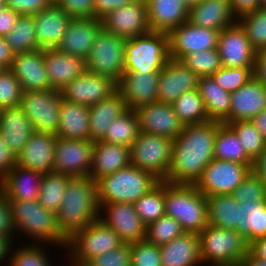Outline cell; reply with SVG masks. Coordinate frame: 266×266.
Segmentation results:
<instances>
[{
    "label": "cell",
    "mask_w": 266,
    "mask_h": 266,
    "mask_svg": "<svg viewBox=\"0 0 266 266\" xmlns=\"http://www.w3.org/2000/svg\"><path fill=\"white\" fill-rule=\"evenodd\" d=\"M15 227L12 219L10 200L0 191V236L8 237L13 242Z\"/></svg>",
    "instance_id": "57"
},
{
    "label": "cell",
    "mask_w": 266,
    "mask_h": 266,
    "mask_svg": "<svg viewBox=\"0 0 266 266\" xmlns=\"http://www.w3.org/2000/svg\"><path fill=\"white\" fill-rule=\"evenodd\" d=\"M69 178L68 175L53 171L43 174L38 198L39 204L56 214L63 200Z\"/></svg>",
    "instance_id": "43"
},
{
    "label": "cell",
    "mask_w": 266,
    "mask_h": 266,
    "mask_svg": "<svg viewBox=\"0 0 266 266\" xmlns=\"http://www.w3.org/2000/svg\"><path fill=\"white\" fill-rule=\"evenodd\" d=\"M131 2L133 0H94V18L102 19L109 12Z\"/></svg>",
    "instance_id": "59"
},
{
    "label": "cell",
    "mask_w": 266,
    "mask_h": 266,
    "mask_svg": "<svg viewBox=\"0 0 266 266\" xmlns=\"http://www.w3.org/2000/svg\"><path fill=\"white\" fill-rule=\"evenodd\" d=\"M105 31L130 39L151 32L147 5L142 1H133L109 12L102 19Z\"/></svg>",
    "instance_id": "15"
},
{
    "label": "cell",
    "mask_w": 266,
    "mask_h": 266,
    "mask_svg": "<svg viewBox=\"0 0 266 266\" xmlns=\"http://www.w3.org/2000/svg\"><path fill=\"white\" fill-rule=\"evenodd\" d=\"M230 2L232 13L236 20L262 7L259 0H230Z\"/></svg>",
    "instance_id": "60"
},
{
    "label": "cell",
    "mask_w": 266,
    "mask_h": 266,
    "mask_svg": "<svg viewBox=\"0 0 266 266\" xmlns=\"http://www.w3.org/2000/svg\"><path fill=\"white\" fill-rule=\"evenodd\" d=\"M94 142L82 139L56 138L53 172L70 177L89 176Z\"/></svg>",
    "instance_id": "13"
},
{
    "label": "cell",
    "mask_w": 266,
    "mask_h": 266,
    "mask_svg": "<svg viewBox=\"0 0 266 266\" xmlns=\"http://www.w3.org/2000/svg\"><path fill=\"white\" fill-rule=\"evenodd\" d=\"M56 138V135L35 131L16 156V164L42 174L52 172Z\"/></svg>",
    "instance_id": "25"
},
{
    "label": "cell",
    "mask_w": 266,
    "mask_h": 266,
    "mask_svg": "<svg viewBox=\"0 0 266 266\" xmlns=\"http://www.w3.org/2000/svg\"><path fill=\"white\" fill-rule=\"evenodd\" d=\"M118 90V84L107 77L89 72L72 80L60 92L68 102L93 106Z\"/></svg>",
    "instance_id": "18"
},
{
    "label": "cell",
    "mask_w": 266,
    "mask_h": 266,
    "mask_svg": "<svg viewBox=\"0 0 266 266\" xmlns=\"http://www.w3.org/2000/svg\"><path fill=\"white\" fill-rule=\"evenodd\" d=\"M39 242L32 245L17 248L11 252L9 266H50L46 251L40 247ZM52 266V265H51Z\"/></svg>",
    "instance_id": "52"
},
{
    "label": "cell",
    "mask_w": 266,
    "mask_h": 266,
    "mask_svg": "<svg viewBox=\"0 0 266 266\" xmlns=\"http://www.w3.org/2000/svg\"><path fill=\"white\" fill-rule=\"evenodd\" d=\"M217 50L222 67L254 68L257 52L238 22L220 31Z\"/></svg>",
    "instance_id": "16"
},
{
    "label": "cell",
    "mask_w": 266,
    "mask_h": 266,
    "mask_svg": "<svg viewBox=\"0 0 266 266\" xmlns=\"http://www.w3.org/2000/svg\"><path fill=\"white\" fill-rule=\"evenodd\" d=\"M15 53L6 43L5 37H0V67L9 69Z\"/></svg>",
    "instance_id": "64"
},
{
    "label": "cell",
    "mask_w": 266,
    "mask_h": 266,
    "mask_svg": "<svg viewBox=\"0 0 266 266\" xmlns=\"http://www.w3.org/2000/svg\"><path fill=\"white\" fill-rule=\"evenodd\" d=\"M6 7L5 0H0V11Z\"/></svg>",
    "instance_id": "70"
},
{
    "label": "cell",
    "mask_w": 266,
    "mask_h": 266,
    "mask_svg": "<svg viewBox=\"0 0 266 266\" xmlns=\"http://www.w3.org/2000/svg\"><path fill=\"white\" fill-rule=\"evenodd\" d=\"M261 6H264L266 4V0H259Z\"/></svg>",
    "instance_id": "71"
},
{
    "label": "cell",
    "mask_w": 266,
    "mask_h": 266,
    "mask_svg": "<svg viewBox=\"0 0 266 266\" xmlns=\"http://www.w3.org/2000/svg\"><path fill=\"white\" fill-rule=\"evenodd\" d=\"M100 219L112 228L124 244L145 240L146 225L137 214L134 204L111 203L99 204ZM105 212V217L102 216Z\"/></svg>",
    "instance_id": "17"
},
{
    "label": "cell",
    "mask_w": 266,
    "mask_h": 266,
    "mask_svg": "<svg viewBox=\"0 0 266 266\" xmlns=\"http://www.w3.org/2000/svg\"><path fill=\"white\" fill-rule=\"evenodd\" d=\"M57 137L90 140L89 107L61 100Z\"/></svg>",
    "instance_id": "35"
},
{
    "label": "cell",
    "mask_w": 266,
    "mask_h": 266,
    "mask_svg": "<svg viewBox=\"0 0 266 266\" xmlns=\"http://www.w3.org/2000/svg\"><path fill=\"white\" fill-rule=\"evenodd\" d=\"M124 243L100 218L75 232L67 242L73 266H84L89 260L119 248ZM69 247V248H67Z\"/></svg>",
    "instance_id": "8"
},
{
    "label": "cell",
    "mask_w": 266,
    "mask_h": 266,
    "mask_svg": "<svg viewBox=\"0 0 266 266\" xmlns=\"http://www.w3.org/2000/svg\"><path fill=\"white\" fill-rule=\"evenodd\" d=\"M198 237L201 261L210 266H239L249 252L250 244L236 230L209 224Z\"/></svg>",
    "instance_id": "6"
},
{
    "label": "cell",
    "mask_w": 266,
    "mask_h": 266,
    "mask_svg": "<svg viewBox=\"0 0 266 266\" xmlns=\"http://www.w3.org/2000/svg\"><path fill=\"white\" fill-rule=\"evenodd\" d=\"M251 168L242 163L213 159L195 183L205 196L229 195L249 174Z\"/></svg>",
    "instance_id": "12"
},
{
    "label": "cell",
    "mask_w": 266,
    "mask_h": 266,
    "mask_svg": "<svg viewBox=\"0 0 266 266\" xmlns=\"http://www.w3.org/2000/svg\"><path fill=\"white\" fill-rule=\"evenodd\" d=\"M100 217L96 182L89 176L70 177L56 212L60 232L69 239Z\"/></svg>",
    "instance_id": "2"
},
{
    "label": "cell",
    "mask_w": 266,
    "mask_h": 266,
    "mask_svg": "<svg viewBox=\"0 0 266 266\" xmlns=\"http://www.w3.org/2000/svg\"><path fill=\"white\" fill-rule=\"evenodd\" d=\"M239 137L240 143L247 155L254 160L265 148L266 140L252 123V121H239L226 123Z\"/></svg>",
    "instance_id": "48"
},
{
    "label": "cell",
    "mask_w": 266,
    "mask_h": 266,
    "mask_svg": "<svg viewBox=\"0 0 266 266\" xmlns=\"http://www.w3.org/2000/svg\"><path fill=\"white\" fill-rule=\"evenodd\" d=\"M71 18H94V0H54Z\"/></svg>",
    "instance_id": "55"
},
{
    "label": "cell",
    "mask_w": 266,
    "mask_h": 266,
    "mask_svg": "<svg viewBox=\"0 0 266 266\" xmlns=\"http://www.w3.org/2000/svg\"><path fill=\"white\" fill-rule=\"evenodd\" d=\"M214 159L237 162L252 167L253 160L247 155L235 131L227 124L218 127L214 140Z\"/></svg>",
    "instance_id": "38"
},
{
    "label": "cell",
    "mask_w": 266,
    "mask_h": 266,
    "mask_svg": "<svg viewBox=\"0 0 266 266\" xmlns=\"http://www.w3.org/2000/svg\"><path fill=\"white\" fill-rule=\"evenodd\" d=\"M237 231L249 244L266 236V200L239 204Z\"/></svg>",
    "instance_id": "37"
},
{
    "label": "cell",
    "mask_w": 266,
    "mask_h": 266,
    "mask_svg": "<svg viewBox=\"0 0 266 266\" xmlns=\"http://www.w3.org/2000/svg\"><path fill=\"white\" fill-rule=\"evenodd\" d=\"M84 266H131V244H123L115 250L94 257Z\"/></svg>",
    "instance_id": "54"
},
{
    "label": "cell",
    "mask_w": 266,
    "mask_h": 266,
    "mask_svg": "<svg viewBox=\"0 0 266 266\" xmlns=\"http://www.w3.org/2000/svg\"><path fill=\"white\" fill-rule=\"evenodd\" d=\"M9 70L19 80L22 91L51 89L44 64V49L15 54Z\"/></svg>",
    "instance_id": "22"
},
{
    "label": "cell",
    "mask_w": 266,
    "mask_h": 266,
    "mask_svg": "<svg viewBox=\"0 0 266 266\" xmlns=\"http://www.w3.org/2000/svg\"><path fill=\"white\" fill-rule=\"evenodd\" d=\"M203 0H183L184 4L187 6L188 9L191 7L198 5Z\"/></svg>",
    "instance_id": "69"
},
{
    "label": "cell",
    "mask_w": 266,
    "mask_h": 266,
    "mask_svg": "<svg viewBox=\"0 0 266 266\" xmlns=\"http://www.w3.org/2000/svg\"><path fill=\"white\" fill-rule=\"evenodd\" d=\"M58 90L23 91L20 107L36 132L57 136L62 100Z\"/></svg>",
    "instance_id": "11"
},
{
    "label": "cell",
    "mask_w": 266,
    "mask_h": 266,
    "mask_svg": "<svg viewBox=\"0 0 266 266\" xmlns=\"http://www.w3.org/2000/svg\"><path fill=\"white\" fill-rule=\"evenodd\" d=\"M39 49L56 48L71 21L54 1L33 15Z\"/></svg>",
    "instance_id": "27"
},
{
    "label": "cell",
    "mask_w": 266,
    "mask_h": 266,
    "mask_svg": "<svg viewBox=\"0 0 266 266\" xmlns=\"http://www.w3.org/2000/svg\"><path fill=\"white\" fill-rule=\"evenodd\" d=\"M140 131L171 140L177 138L184 129L171 104L153 102L136 108Z\"/></svg>",
    "instance_id": "19"
},
{
    "label": "cell",
    "mask_w": 266,
    "mask_h": 266,
    "mask_svg": "<svg viewBox=\"0 0 266 266\" xmlns=\"http://www.w3.org/2000/svg\"><path fill=\"white\" fill-rule=\"evenodd\" d=\"M231 195L239 204L266 200V185L250 171Z\"/></svg>",
    "instance_id": "50"
},
{
    "label": "cell",
    "mask_w": 266,
    "mask_h": 266,
    "mask_svg": "<svg viewBox=\"0 0 266 266\" xmlns=\"http://www.w3.org/2000/svg\"><path fill=\"white\" fill-rule=\"evenodd\" d=\"M180 61L199 78L211 76L222 68L217 48L190 53L185 55Z\"/></svg>",
    "instance_id": "47"
},
{
    "label": "cell",
    "mask_w": 266,
    "mask_h": 266,
    "mask_svg": "<svg viewBox=\"0 0 266 266\" xmlns=\"http://www.w3.org/2000/svg\"><path fill=\"white\" fill-rule=\"evenodd\" d=\"M159 72H124L118 84L128 109L157 102Z\"/></svg>",
    "instance_id": "23"
},
{
    "label": "cell",
    "mask_w": 266,
    "mask_h": 266,
    "mask_svg": "<svg viewBox=\"0 0 266 266\" xmlns=\"http://www.w3.org/2000/svg\"><path fill=\"white\" fill-rule=\"evenodd\" d=\"M11 245L12 241L8 237L0 236V263L11 254Z\"/></svg>",
    "instance_id": "68"
},
{
    "label": "cell",
    "mask_w": 266,
    "mask_h": 266,
    "mask_svg": "<svg viewBox=\"0 0 266 266\" xmlns=\"http://www.w3.org/2000/svg\"><path fill=\"white\" fill-rule=\"evenodd\" d=\"M181 224L170 216L163 215L158 220L146 226L145 240L156 246L170 243L176 237L183 235Z\"/></svg>",
    "instance_id": "46"
},
{
    "label": "cell",
    "mask_w": 266,
    "mask_h": 266,
    "mask_svg": "<svg viewBox=\"0 0 266 266\" xmlns=\"http://www.w3.org/2000/svg\"><path fill=\"white\" fill-rule=\"evenodd\" d=\"M266 109V86L254 76L231 93L230 122L251 121Z\"/></svg>",
    "instance_id": "26"
},
{
    "label": "cell",
    "mask_w": 266,
    "mask_h": 266,
    "mask_svg": "<svg viewBox=\"0 0 266 266\" xmlns=\"http://www.w3.org/2000/svg\"><path fill=\"white\" fill-rule=\"evenodd\" d=\"M220 31L193 26L188 21L168 33L169 57L181 60L197 51L217 48Z\"/></svg>",
    "instance_id": "14"
},
{
    "label": "cell",
    "mask_w": 266,
    "mask_h": 266,
    "mask_svg": "<svg viewBox=\"0 0 266 266\" xmlns=\"http://www.w3.org/2000/svg\"><path fill=\"white\" fill-rule=\"evenodd\" d=\"M34 132L31 121L20 106L1 109L0 133L15 156Z\"/></svg>",
    "instance_id": "30"
},
{
    "label": "cell",
    "mask_w": 266,
    "mask_h": 266,
    "mask_svg": "<svg viewBox=\"0 0 266 266\" xmlns=\"http://www.w3.org/2000/svg\"><path fill=\"white\" fill-rule=\"evenodd\" d=\"M251 171L266 185V146L263 151L253 160Z\"/></svg>",
    "instance_id": "63"
},
{
    "label": "cell",
    "mask_w": 266,
    "mask_h": 266,
    "mask_svg": "<svg viewBox=\"0 0 266 266\" xmlns=\"http://www.w3.org/2000/svg\"><path fill=\"white\" fill-rule=\"evenodd\" d=\"M54 0H5L7 7L20 15L33 16L47 8Z\"/></svg>",
    "instance_id": "56"
},
{
    "label": "cell",
    "mask_w": 266,
    "mask_h": 266,
    "mask_svg": "<svg viewBox=\"0 0 266 266\" xmlns=\"http://www.w3.org/2000/svg\"><path fill=\"white\" fill-rule=\"evenodd\" d=\"M221 124L210 120L184 125L182 133L173 140L167 182L195 185L206 166L214 159V140Z\"/></svg>",
    "instance_id": "1"
},
{
    "label": "cell",
    "mask_w": 266,
    "mask_h": 266,
    "mask_svg": "<svg viewBox=\"0 0 266 266\" xmlns=\"http://www.w3.org/2000/svg\"><path fill=\"white\" fill-rule=\"evenodd\" d=\"M131 266H162L160 246L146 240L132 243Z\"/></svg>",
    "instance_id": "53"
},
{
    "label": "cell",
    "mask_w": 266,
    "mask_h": 266,
    "mask_svg": "<svg viewBox=\"0 0 266 266\" xmlns=\"http://www.w3.org/2000/svg\"><path fill=\"white\" fill-rule=\"evenodd\" d=\"M20 14L9 7L0 11V37H5L12 29Z\"/></svg>",
    "instance_id": "61"
},
{
    "label": "cell",
    "mask_w": 266,
    "mask_h": 266,
    "mask_svg": "<svg viewBox=\"0 0 266 266\" xmlns=\"http://www.w3.org/2000/svg\"><path fill=\"white\" fill-rule=\"evenodd\" d=\"M42 175L16 164L0 181V191L10 201L38 200Z\"/></svg>",
    "instance_id": "28"
},
{
    "label": "cell",
    "mask_w": 266,
    "mask_h": 266,
    "mask_svg": "<svg viewBox=\"0 0 266 266\" xmlns=\"http://www.w3.org/2000/svg\"><path fill=\"white\" fill-rule=\"evenodd\" d=\"M209 224L229 230L238 226L239 203L229 195H214L206 197Z\"/></svg>",
    "instance_id": "39"
},
{
    "label": "cell",
    "mask_w": 266,
    "mask_h": 266,
    "mask_svg": "<svg viewBox=\"0 0 266 266\" xmlns=\"http://www.w3.org/2000/svg\"><path fill=\"white\" fill-rule=\"evenodd\" d=\"M130 164V148L107 143L94 142L92 166L89 172L95 182L107 175L127 167Z\"/></svg>",
    "instance_id": "31"
},
{
    "label": "cell",
    "mask_w": 266,
    "mask_h": 266,
    "mask_svg": "<svg viewBox=\"0 0 266 266\" xmlns=\"http://www.w3.org/2000/svg\"><path fill=\"white\" fill-rule=\"evenodd\" d=\"M237 22L245 30L256 52L266 49V8L262 6L253 13L244 15Z\"/></svg>",
    "instance_id": "45"
},
{
    "label": "cell",
    "mask_w": 266,
    "mask_h": 266,
    "mask_svg": "<svg viewBox=\"0 0 266 266\" xmlns=\"http://www.w3.org/2000/svg\"><path fill=\"white\" fill-rule=\"evenodd\" d=\"M128 110L122 93L117 90L108 98L89 107L90 140L100 141L109 127L110 122Z\"/></svg>",
    "instance_id": "34"
},
{
    "label": "cell",
    "mask_w": 266,
    "mask_h": 266,
    "mask_svg": "<svg viewBox=\"0 0 266 266\" xmlns=\"http://www.w3.org/2000/svg\"><path fill=\"white\" fill-rule=\"evenodd\" d=\"M151 31L169 33L188 21L189 9L183 0H150L146 3Z\"/></svg>",
    "instance_id": "32"
},
{
    "label": "cell",
    "mask_w": 266,
    "mask_h": 266,
    "mask_svg": "<svg viewBox=\"0 0 266 266\" xmlns=\"http://www.w3.org/2000/svg\"><path fill=\"white\" fill-rule=\"evenodd\" d=\"M124 72H159L170 59L168 34L149 32L126 40Z\"/></svg>",
    "instance_id": "7"
},
{
    "label": "cell",
    "mask_w": 266,
    "mask_h": 266,
    "mask_svg": "<svg viewBox=\"0 0 266 266\" xmlns=\"http://www.w3.org/2000/svg\"><path fill=\"white\" fill-rule=\"evenodd\" d=\"M162 266H197L201 264L199 237L187 233L176 237L170 243L160 246Z\"/></svg>",
    "instance_id": "33"
},
{
    "label": "cell",
    "mask_w": 266,
    "mask_h": 266,
    "mask_svg": "<svg viewBox=\"0 0 266 266\" xmlns=\"http://www.w3.org/2000/svg\"><path fill=\"white\" fill-rule=\"evenodd\" d=\"M253 75L257 80L266 86V49L257 52Z\"/></svg>",
    "instance_id": "62"
},
{
    "label": "cell",
    "mask_w": 266,
    "mask_h": 266,
    "mask_svg": "<svg viewBox=\"0 0 266 266\" xmlns=\"http://www.w3.org/2000/svg\"><path fill=\"white\" fill-rule=\"evenodd\" d=\"M44 64L51 89L58 91L87 71L85 59L56 48L44 49Z\"/></svg>",
    "instance_id": "24"
},
{
    "label": "cell",
    "mask_w": 266,
    "mask_h": 266,
    "mask_svg": "<svg viewBox=\"0 0 266 266\" xmlns=\"http://www.w3.org/2000/svg\"><path fill=\"white\" fill-rule=\"evenodd\" d=\"M171 105L184 125L201 124L210 121L204 100L197 89L184 92Z\"/></svg>",
    "instance_id": "41"
},
{
    "label": "cell",
    "mask_w": 266,
    "mask_h": 266,
    "mask_svg": "<svg viewBox=\"0 0 266 266\" xmlns=\"http://www.w3.org/2000/svg\"><path fill=\"white\" fill-rule=\"evenodd\" d=\"M16 165V156L6 145L3 136L0 133V181L14 168Z\"/></svg>",
    "instance_id": "58"
},
{
    "label": "cell",
    "mask_w": 266,
    "mask_h": 266,
    "mask_svg": "<svg viewBox=\"0 0 266 266\" xmlns=\"http://www.w3.org/2000/svg\"><path fill=\"white\" fill-rule=\"evenodd\" d=\"M253 71L254 68L222 67L212 74L211 77L222 89L232 93L254 76Z\"/></svg>",
    "instance_id": "49"
},
{
    "label": "cell",
    "mask_w": 266,
    "mask_h": 266,
    "mask_svg": "<svg viewBox=\"0 0 266 266\" xmlns=\"http://www.w3.org/2000/svg\"><path fill=\"white\" fill-rule=\"evenodd\" d=\"M126 40L102 29L86 59L87 70L119 84L124 74Z\"/></svg>",
    "instance_id": "10"
},
{
    "label": "cell",
    "mask_w": 266,
    "mask_h": 266,
    "mask_svg": "<svg viewBox=\"0 0 266 266\" xmlns=\"http://www.w3.org/2000/svg\"><path fill=\"white\" fill-rule=\"evenodd\" d=\"M160 182L153 174L129 164L96 181L99 204H134Z\"/></svg>",
    "instance_id": "4"
},
{
    "label": "cell",
    "mask_w": 266,
    "mask_h": 266,
    "mask_svg": "<svg viewBox=\"0 0 266 266\" xmlns=\"http://www.w3.org/2000/svg\"><path fill=\"white\" fill-rule=\"evenodd\" d=\"M165 215L178 221L187 233L199 234L209 225L206 197L194 184L165 181Z\"/></svg>",
    "instance_id": "3"
},
{
    "label": "cell",
    "mask_w": 266,
    "mask_h": 266,
    "mask_svg": "<svg viewBox=\"0 0 266 266\" xmlns=\"http://www.w3.org/2000/svg\"><path fill=\"white\" fill-rule=\"evenodd\" d=\"M197 90L204 100L209 120L230 123L231 93L222 89L211 76L199 78Z\"/></svg>",
    "instance_id": "36"
},
{
    "label": "cell",
    "mask_w": 266,
    "mask_h": 266,
    "mask_svg": "<svg viewBox=\"0 0 266 266\" xmlns=\"http://www.w3.org/2000/svg\"><path fill=\"white\" fill-rule=\"evenodd\" d=\"M239 266H266V260L257 258L250 250Z\"/></svg>",
    "instance_id": "67"
},
{
    "label": "cell",
    "mask_w": 266,
    "mask_h": 266,
    "mask_svg": "<svg viewBox=\"0 0 266 266\" xmlns=\"http://www.w3.org/2000/svg\"><path fill=\"white\" fill-rule=\"evenodd\" d=\"M10 206L17 232L27 234L30 240L67 246L68 239L59 230L56 214L46 210L38 200L10 201Z\"/></svg>",
    "instance_id": "5"
},
{
    "label": "cell",
    "mask_w": 266,
    "mask_h": 266,
    "mask_svg": "<svg viewBox=\"0 0 266 266\" xmlns=\"http://www.w3.org/2000/svg\"><path fill=\"white\" fill-rule=\"evenodd\" d=\"M103 29L97 18H72L56 49L87 59L98 33Z\"/></svg>",
    "instance_id": "21"
},
{
    "label": "cell",
    "mask_w": 266,
    "mask_h": 266,
    "mask_svg": "<svg viewBox=\"0 0 266 266\" xmlns=\"http://www.w3.org/2000/svg\"><path fill=\"white\" fill-rule=\"evenodd\" d=\"M173 140L140 131L130 147V164L167 181L171 166Z\"/></svg>",
    "instance_id": "9"
},
{
    "label": "cell",
    "mask_w": 266,
    "mask_h": 266,
    "mask_svg": "<svg viewBox=\"0 0 266 266\" xmlns=\"http://www.w3.org/2000/svg\"><path fill=\"white\" fill-rule=\"evenodd\" d=\"M135 210L147 226L165 215V181H160L134 203Z\"/></svg>",
    "instance_id": "44"
},
{
    "label": "cell",
    "mask_w": 266,
    "mask_h": 266,
    "mask_svg": "<svg viewBox=\"0 0 266 266\" xmlns=\"http://www.w3.org/2000/svg\"><path fill=\"white\" fill-rule=\"evenodd\" d=\"M249 250L259 259L266 260V236L250 243Z\"/></svg>",
    "instance_id": "65"
},
{
    "label": "cell",
    "mask_w": 266,
    "mask_h": 266,
    "mask_svg": "<svg viewBox=\"0 0 266 266\" xmlns=\"http://www.w3.org/2000/svg\"><path fill=\"white\" fill-rule=\"evenodd\" d=\"M22 89L19 80L9 69L0 72V109L20 105Z\"/></svg>",
    "instance_id": "51"
},
{
    "label": "cell",
    "mask_w": 266,
    "mask_h": 266,
    "mask_svg": "<svg viewBox=\"0 0 266 266\" xmlns=\"http://www.w3.org/2000/svg\"><path fill=\"white\" fill-rule=\"evenodd\" d=\"M188 22L193 26L221 31L237 23L230 0H203L189 9Z\"/></svg>",
    "instance_id": "29"
},
{
    "label": "cell",
    "mask_w": 266,
    "mask_h": 266,
    "mask_svg": "<svg viewBox=\"0 0 266 266\" xmlns=\"http://www.w3.org/2000/svg\"><path fill=\"white\" fill-rule=\"evenodd\" d=\"M5 40L15 54L38 50L33 16L20 15Z\"/></svg>",
    "instance_id": "42"
},
{
    "label": "cell",
    "mask_w": 266,
    "mask_h": 266,
    "mask_svg": "<svg viewBox=\"0 0 266 266\" xmlns=\"http://www.w3.org/2000/svg\"><path fill=\"white\" fill-rule=\"evenodd\" d=\"M198 80L181 61L170 58L160 71L157 102L172 104L184 92L197 89Z\"/></svg>",
    "instance_id": "20"
},
{
    "label": "cell",
    "mask_w": 266,
    "mask_h": 266,
    "mask_svg": "<svg viewBox=\"0 0 266 266\" xmlns=\"http://www.w3.org/2000/svg\"><path fill=\"white\" fill-rule=\"evenodd\" d=\"M251 121L266 140V109L258 113Z\"/></svg>",
    "instance_id": "66"
},
{
    "label": "cell",
    "mask_w": 266,
    "mask_h": 266,
    "mask_svg": "<svg viewBox=\"0 0 266 266\" xmlns=\"http://www.w3.org/2000/svg\"><path fill=\"white\" fill-rule=\"evenodd\" d=\"M100 141L131 147L140 133L138 118L134 110L128 109L110 122Z\"/></svg>",
    "instance_id": "40"
}]
</instances>
